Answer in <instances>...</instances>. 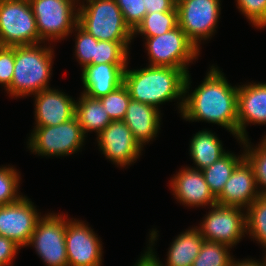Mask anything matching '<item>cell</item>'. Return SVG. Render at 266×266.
Listing matches in <instances>:
<instances>
[{"label":"cell","mask_w":266,"mask_h":266,"mask_svg":"<svg viewBox=\"0 0 266 266\" xmlns=\"http://www.w3.org/2000/svg\"><path fill=\"white\" fill-rule=\"evenodd\" d=\"M232 247L218 242L204 240L192 266H231L234 255Z\"/></svg>","instance_id":"cell-29"},{"label":"cell","mask_w":266,"mask_h":266,"mask_svg":"<svg viewBox=\"0 0 266 266\" xmlns=\"http://www.w3.org/2000/svg\"><path fill=\"white\" fill-rule=\"evenodd\" d=\"M159 231L157 228H152L149 233L148 244L145 248L161 266H192L193 261L198 256L203 245L204 238L200 231L194 226L189 227L183 232H180L170 243L167 251V258L164 262L160 261L155 251V245L159 239ZM156 242V243H155Z\"/></svg>","instance_id":"cell-18"},{"label":"cell","mask_w":266,"mask_h":266,"mask_svg":"<svg viewBox=\"0 0 266 266\" xmlns=\"http://www.w3.org/2000/svg\"><path fill=\"white\" fill-rule=\"evenodd\" d=\"M34 126H56L75 117L76 100L63 90L50 88L32 96Z\"/></svg>","instance_id":"cell-17"},{"label":"cell","mask_w":266,"mask_h":266,"mask_svg":"<svg viewBox=\"0 0 266 266\" xmlns=\"http://www.w3.org/2000/svg\"><path fill=\"white\" fill-rule=\"evenodd\" d=\"M67 214L45 213L26 247H33L45 266H68L65 242Z\"/></svg>","instance_id":"cell-9"},{"label":"cell","mask_w":266,"mask_h":266,"mask_svg":"<svg viewBox=\"0 0 266 266\" xmlns=\"http://www.w3.org/2000/svg\"><path fill=\"white\" fill-rule=\"evenodd\" d=\"M231 266H265V263L263 259L257 260L255 258L252 259V257L244 258L243 260H237V258H233L231 261Z\"/></svg>","instance_id":"cell-39"},{"label":"cell","mask_w":266,"mask_h":266,"mask_svg":"<svg viewBox=\"0 0 266 266\" xmlns=\"http://www.w3.org/2000/svg\"><path fill=\"white\" fill-rule=\"evenodd\" d=\"M244 158L252 166L258 189L266 195V135L262 136L258 144L251 143L250 138L242 140Z\"/></svg>","instance_id":"cell-27"},{"label":"cell","mask_w":266,"mask_h":266,"mask_svg":"<svg viewBox=\"0 0 266 266\" xmlns=\"http://www.w3.org/2000/svg\"><path fill=\"white\" fill-rule=\"evenodd\" d=\"M115 2L120 8L126 24L134 31L147 14L144 0H115Z\"/></svg>","instance_id":"cell-34"},{"label":"cell","mask_w":266,"mask_h":266,"mask_svg":"<svg viewBox=\"0 0 266 266\" xmlns=\"http://www.w3.org/2000/svg\"><path fill=\"white\" fill-rule=\"evenodd\" d=\"M40 43L29 0H0V46Z\"/></svg>","instance_id":"cell-10"},{"label":"cell","mask_w":266,"mask_h":266,"mask_svg":"<svg viewBox=\"0 0 266 266\" xmlns=\"http://www.w3.org/2000/svg\"><path fill=\"white\" fill-rule=\"evenodd\" d=\"M142 39L148 66L174 67L189 73V65L194 64L201 54L179 26L164 34Z\"/></svg>","instance_id":"cell-6"},{"label":"cell","mask_w":266,"mask_h":266,"mask_svg":"<svg viewBox=\"0 0 266 266\" xmlns=\"http://www.w3.org/2000/svg\"><path fill=\"white\" fill-rule=\"evenodd\" d=\"M133 266H161L160 263L145 249Z\"/></svg>","instance_id":"cell-38"},{"label":"cell","mask_w":266,"mask_h":266,"mask_svg":"<svg viewBox=\"0 0 266 266\" xmlns=\"http://www.w3.org/2000/svg\"><path fill=\"white\" fill-rule=\"evenodd\" d=\"M72 1L79 7L85 2H88L89 0H72Z\"/></svg>","instance_id":"cell-40"},{"label":"cell","mask_w":266,"mask_h":266,"mask_svg":"<svg viewBox=\"0 0 266 266\" xmlns=\"http://www.w3.org/2000/svg\"><path fill=\"white\" fill-rule=\"evenodd\" d=\"M14 64V46H0V87L5 91L11 86Z\"/></svg>","instance_id":"cell-35"},{"label":"cell","mask_w":266,"mask_h":266,"mask_svg":"<svg viewBox=\"0 0 266 266\" xmlns=\"http://www.w3.org/2000/svg\"><path fill=\"white\" fill-rule=\"evenodd\" d=\"M177 0H144L147 13L167 12L176 8Z\"/></svg>","instance_id":"cell-37"},{"label":"cell","mask_w":266,"mask_h":266,"mask_svg":"<svg viewBox=\"0 0 266 266\" xmlns=\"http://www.w3.org/2000/svg\"><path fill=\"white\" fill-rule=\"evenodd\" d=\"M127 67L123 74V84L132 100L152 105L159 110L161 105L177 101V111L181 115L184 105L185 80L187 72L174 67L148 66L133 69Z\"/></svg>","instance_id":"cell-2"},{"label":"cell","mask_w":266,"mask_h":266,"mask_svg":"<svg viewBox=\"0 0 266 266\" xmlns=\"http://www.w3.org/2000/svg\"><path fill=\"white\" fill-rule=\"evenodd\" d=\"M52 47L49 43L14 46L13 77L11 86L5 91L9 97L27 98L52 88L50 80L55 59Z\"/></svg>","instance_id":"cell-3"},{"label":"cell","mask_w":266,"mask_h":266,"mask_svg":"<svg viewBox=\"0 0 266 266\" xmlns=\"http://www.w3.org/2000/svg\"><path fill=\"white\" fill-rule=\"evenodd\" d=\"M21 172L13 165L0 166V206L14 203L22 196L20 192Z\"/></svg>","instance_id":"cell-30"},{"label":"cell","mask_w":266,"mask_h":266,"mask_svg":"<svg viewBox=\"0 0 266 266\" xmlns=\"http://www.w3.org/2000/svg\"><path fill=\"white\" fill-rule=\"evenodd\" d=\"M162 114L161 110L152 105L131 99L123 121L144 148L158 137L163 124Z\"/></svg>","instance_id":"cell-20"},{"label":"cell","mask_w":266,"mask_h":266,"mask_svg":"<svg viewBox=\"0 0 266 266\" xmlns=\"http://www.w3.org/2000/svg\"><path fill=\"white\" fill-rule=\"evenodd\" d=\"M223 145L215 132L210 129L199 130L190 139L188 154L194 166L189 167L201 171L209 167L229 151Z\"/></svg>","instance_id":"cell-22"},{"label":"cell","mask_w":266,"mask_h":266,"mask_svg":"<svg viewBox=\"0 0 266 266\" xmlns=\"http://www.w3.org/2000/svg\"><path fill=\"white\" fill-rule=\"evenodd\" d=\"M78 25L99 41H133L115 0H89L79 6Z\"/></svg>","instance_id":"cell-5"},{"label":"cell","mask_w":266,"mask_h":266,"mask_svg":"<svg viewBox=\"0 0 266 266\" xmlns=\"http://www.w3.org/2000/svg\"><path fill=\"white\" fill-rule=\"evenodd\" d=\"M112 121L123 120L131 100L127 87L122 84L113 92L99 98Z\"/></svg>","instance_id":"cell-32"},{"label":"cell","mask_w":266,"mask_h":266,"mask_svg":"<svg viewBox=\"0 0 266 266\" xmlns=\"http://www.w3.org/2000/svg\"><path fill=\"white\" fill-rule=\"evenodd\" d=\"M259 195L253 168L244 158L233 170L216 202L221 206L246 209Z\"/></svg>","instance_id":"cell-19"},{"label":"cell","mask_w":266,"mask_h":266,"mask_svg":"<svg viewBox=\"0 0 266 266\" xmlns=\"http://www.w3.org/2000/svg\"><path fill=\"white\" fill-rule=\"evenodd\" d=\"M95 139L100 153L117 168L131 167L144 150L123 120L112 121Z\"/></svg>","instance_id":"cell-13"},{"label":"cell","mask_w":266,"mask_h":266,"mask_svg":"<svg viewBox=\"0 0 266 266\" xmlns=\"http://www.w3.org/2000/svg\"><path fill=\"white\" fill-rule=\"evenodd\" d=\"M247 237L256 241L266 250V195H259L257 199L245 209Z\"/></svg>","instance_id":"cell-26"},{"label":"cell","mask_w":266,"mask_h":266,"mask_svg":"<svg viewBox=\"0 0 266 266\" xmlns=\"http://www.w3.org/2000/svg\"><path fill=\"white\" fill-rule=\"evenodd\" d=\"M198 226L206 241L226 244L232 248L246 237V211L240 207L214 205L208 207ZM211 209V210H210Z\"/></svg>","instance_id":"cell-11"},{"label":"cell","mask_w":266,"mask_h":266,"mask_svg":"<svg viewBox=\"0 0 266 266\" xmlns=\"http://www.w3.org/2000/svg\"><path fill=\"white\" fill-rule=\"evenodd\" d=\"M237 141L248 139L251 125H266V82H246L238 85Z\"/></svg>","instance_id":"cell-16"},{"label":"cell","mask_w":266,"mask_h":266,"mask_svg":"<svg viewBox=\"0 0 266 266\" xmlns=\"http://www.w3.org/2000/svg\"><path fill=\"white\" fill-rule=\"evenodd\" d=\"M169 189L177 202L184 207H211L217 204L201 170L188 165L179 168L169 180Z\"/></svg>","instance_id":"cell-15"},{"label":"cell","mask_w":266,"mask_h":266,"mask_svg":"<svg viewBox=\"0 0 266 266\" xmlns=\"http://www.w3.org/2000/svg\"><path fill=\"white\" fill-rule=\"evenodd\" d=\"M236 7L256 29L266 28V0H235Z\"/></svg>","instance_id":"cell-33"},{"label":"cell","mask_w":266,"mask_h":266,"mask_svg":"<svg viewBox=\"0 0 266 266\" xmlns=\"http://www.w3.org/2000/svg\"><path fill=\"white\" fill-rule=\"evenodd\" d=\"M38 211L27 195L14 203L0 206V236L9 238L21 248L26 247L37 221L43 216Z\"/></svg>","instance_id":"cell-14"},{"label":"cell","mask_w":266,"mask_h":266,"mask_svg":"<svg viewBox=\"0 0 266 266\" xmlns=\"http://www.w3.org/2000/svg\"><path fill=\"white\" fill-rule=\"evenodd\" d=\"M75 35L74 41V57L76 61L81 65V70L87 65H92L93 57H95V45H97L98 40L92 35L87 33L78 24L74 27L70 36Z\"/></svg>","instance_id":"cell-31"},{"label":"cell","mask_w":266,"mask_h":266,"mask_svg":"<svg viewBox=\"0 0 266 266\" xmlns=\"http://www.w3.org/2000/svg\"><path fill=\"white\" fill-rule=\"evenodd\" d=\"M75 116L86 137L91 132L98 136L112 122L98 98L86 96L81 92L76 100Z\"/></svg>","instance_id":"cell-23"},{"label":"cell","mask_w":266,"mask_h":266,"mask_svg":"<svg viewBox=\"0 0 266 266\" xmlns=\"http://www.w3.org/2000/svg\"><path fill=\"white\" fill-rule=\"evenodd\" d=\"M131 42L134 41H99L95 45V57L92 65L97 64H128Z\"/></svg>","instance_id":"cell-28"},{"label":"cell","mask_w":266,"mask_h":266,"mask_svg":"<svg viewBox=\"0 0 266 266\" xmlns=\"http://www.w3.org/2000/svg\"><path fill=\"white\" fill-rule=\"evenodd\" d=\"M263 257H262V259H263V261H264V263H265V266H266V250H265V252L263 253Z\"/></svg>","instance_id":"cell-41"},{"label":"cell","mask_w":266,"mask_h":266,"mask_svg":"<svg viewBox=\"0 0 266 266\" xmlns=\"http://www.w3.org/2000/svg\"><path fill=\"white\" fill-rule=\"evenodd\" d=\"M22 249L14 241L0 236V266H14L13 261Z\"/></svg>","instance_id":"cell-36"},{"label":"cell","mask_w":266,"mask_h":266,"mask_svg":"<svg viewBox=\"0 0 266 266\" xmlns=\"http://www.w3.org/2000/svg\"><path fill=\"white\" fill-rule=\"evenodd\" d=\"M178 26L177 8L167 12L147 13L142 22L133 31V40L137 36L142 38L155 37L164 34Z\"/></svg>","instance_id":"cell-25"},{"label":"cell","mask_w":266,"mask_h":266,"mask_svg":"<svg viewBox=\"0 0 266 266\" xmlns=\"http://www.w3.org/2000/svg\"><path fill=\"white\" fill-rule=\"evenodd\" d=\"M222 0H177L178 26L201 51L202 43L211 40L221 18ZM203 41V42H202Z\"/></svg>","instance_id":"cell-8"},{"label":"cell","mask_w":266,"mask_h":266,"mask_svg":"<svg viewBox=\"0 0 266 266\" xmlns=\"http://www.w3.org/2000/svg\"><path fill=\"white\" fill-rule=\"evenodd\" d=\"M237 142H239L238 144L242 147L241 149H243V152L236 154L232 151H228L212 165L202 170L205 181L215 197L222 192L233 170L244 159L242 141Z\"/></svg>","instance_id":"cell-24"},{"label":"cell","mask_w":266,"mask_h":266,"mask_svg":"<svg viewBox=\"0 0 266 266\" xmlns=\"http://www.w3.org/2000/svg\"><path fill=\"white\" fill-rule=\"evenodd\" d=\"M127 64L87 65L81 70V93L92 98H100L113 92L123 84V74Z\"/></svg>","instance_id":"cell-21"},{"label":"cell","mask_w":266,"mask_h":266,"mask_svg":"<svg viewBox=\"0 0 266 266\" xmlns=\"http://www.w3.org/2000/svg\"><path fill=\"white\" fill-rule=\"evenodd\" d=\"M207 71L195 90L190 89L191 74H187L181 118L191 123L216 124L237 140L238 84L232 86L218 65H211Z\"/></svg>","instance_id":"cell-1"},{"label":"cell","mask_w":266,"mask_h":266,"mask_svg":"<svg viewBox=\"0 0 266 266\" xmlns=\"http://www.w3.org/2000/svg\"><path fill=\"white\" fill-rule=\"evenodd\" d=\"M40 43L61 42L78 24L79 7L72 0H29ZM51 41V43H50Z\"/></svg>","instance_id":"cell-7"},{"label":"cell","mask_w":266,"mask_h":266,"mask_svg":"<svg viewBox=\"0 0 266 266\" xmlns=\"http://www.w3.org/2000/svg\"><path fill=\"white\" fill-rule=\"evenodd\" d=\"M86 220L69 218L65 232L68 266H102L103 244Z\"/></svg>","instance_id":"cell-12"},{"label":"cell","mask_w":266,"mask_h":266,"mask_svg":"<svg viewBox=\"0 0 266 266\" xmlns=\"http://www.w3.org/2000/svg\"><path fill=\"white\" fill-rule=\"evenodd\" d=\"M27 149L38 157L60 158L82 152L87 137L77 117L56 126H33Z\"/></svg>","instance_id":"cell-4"}]
</instances>
